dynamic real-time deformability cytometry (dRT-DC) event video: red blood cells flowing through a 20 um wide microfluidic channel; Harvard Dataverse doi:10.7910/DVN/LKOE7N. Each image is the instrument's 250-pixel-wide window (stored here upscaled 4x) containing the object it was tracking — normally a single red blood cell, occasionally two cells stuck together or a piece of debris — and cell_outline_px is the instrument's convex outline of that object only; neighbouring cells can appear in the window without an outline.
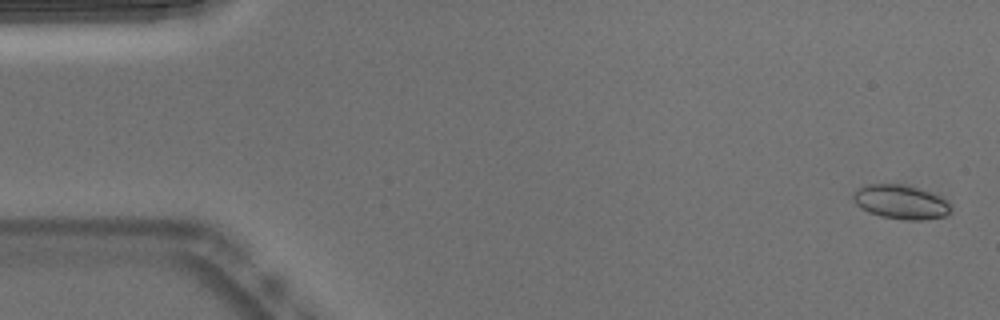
{"species": "Egyptian fruit bat (a non-hibernating species)", "species_latin": "Rousettus aegyptiacus", "temperature_condition": "warm", "stored_images_in_passage": 53, "camera_frame_rate_fps": 3000, "um_per_image_px": 0.085, "animal": {"sex": "male"}, "frame": {"image": 1, "passage_image": 2, "time_ms": 0.333, "image_size_px": [1000, 320], "cell_outline_px": [[948, 212], [944, 216], [924, 220], [908, 220], [880, 216], [868, 212], [856, 204], [852, 196], [852, 192], [856, 188], [864, 184], [904, 184], [940, 196], [948, 204]], "centroid_in_image_um": [76.48, 17.16], "position_along_channel_um": 8.5, "area_um2": 19.19}}
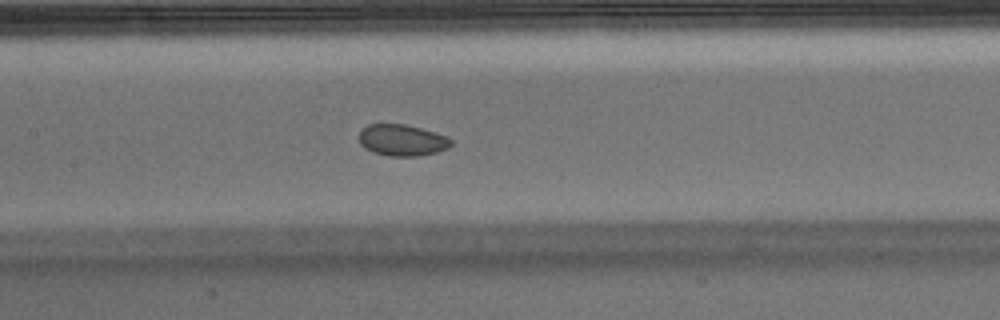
{"frame": {"image": 2, "passage_image": 25, "time_ms": 8.0, "image_size_px": [1000, 320], "cell_outline_px": [[452, 144], [448, 148], [436, 152], [420, 156], [388, 156], [372, 152], [364, 148], [360, 144], [360, 128], [368, 124], [408, 124], [436, 132], [448, 136], [452, 140]], "centroid_in_image_um": [34.18, 11.91], "position_along_channel_um": 173.2, "area_um2": 17.17}}
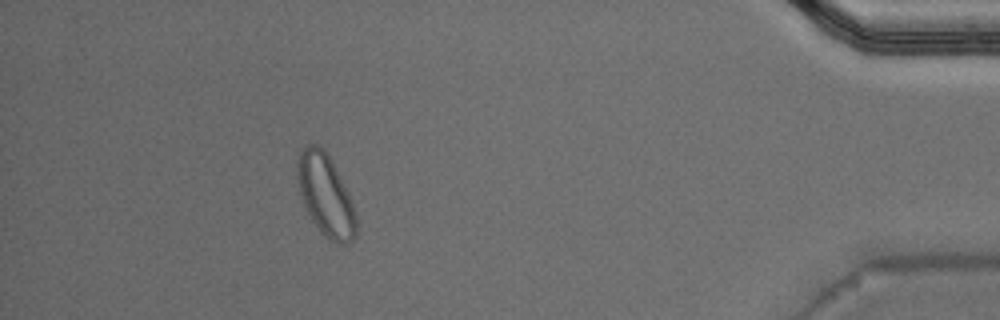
{"frame": {"image": 3, "passage_image": 48, "time_ms": 15.667, "image_size_px": [1000, 320], "cell_outline_px": [[356, 236], [348, 244], [336, 244], [324, 236], [320, 232], [312, 220], [304, 204], [300, 192], [296, 176], [296, 164], [300, 152], [308, 144], [316, 144], [324, 148], [332, 160], [348, 192], [356, 216]], "centroid_in_image_um": [27.67, 16.59], "position_along_channel_um": 407.5, "area_um2": 28.03}, "authors_computed_cell_mechanics": {"area_um2": 18.3226, "velocity_mm_per_s": 3.7848, "shape_relaxation_time_tau1_ms": 3.3748, "shape_relaxation_time_tau2_ms": 2.0936, "deformation_change_tau1": 0.0539, "deformation_change_tau2": 0.0493}}